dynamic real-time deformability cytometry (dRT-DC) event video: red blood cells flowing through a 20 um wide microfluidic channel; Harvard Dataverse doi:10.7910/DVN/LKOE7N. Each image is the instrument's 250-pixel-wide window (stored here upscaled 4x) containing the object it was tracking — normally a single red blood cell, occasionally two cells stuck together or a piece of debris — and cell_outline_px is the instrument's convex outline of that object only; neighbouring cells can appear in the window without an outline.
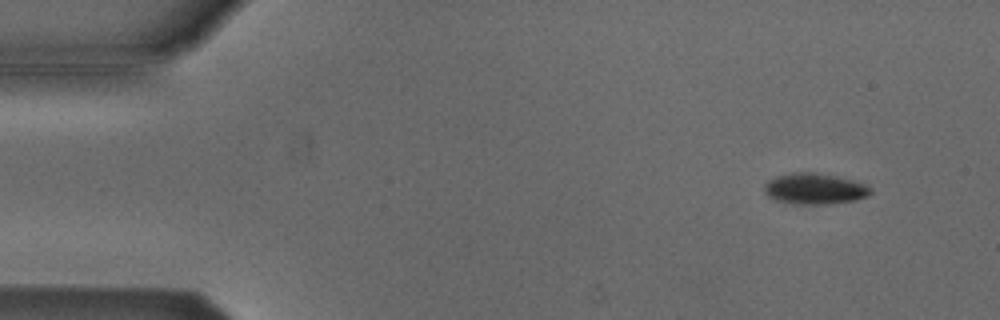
{"species": "Egyptian fruit bat (a non-hibernating species)", "species_latin": "Rousettus aegyptiacus", "temperature_condition": "cold", "stored_images_in_passage": 54, "camera_frame_rate_fps": 3000, "um_per_image_px": 0.085, "animal": {"sex": "male"}, "frame": {"image": 1, "passage_image": 5, "time_ms": 1.333, "image_size_px": [1000, 320], "cell_outline_px": [[872, 192], [868, 196], [856, 200], [828, 204], [796, 204], [776, 200], [768, 196], [764, 192], [764, 184], [768, 180], [776, 176], [792, 172], [816, 172], [836, 176], [852, 180], [864, 184], [872, 188]], "centroid_in_image_um": [69.24, 16.04], "position_along_channel_um": 15.8, "area_um2": 19.31}}
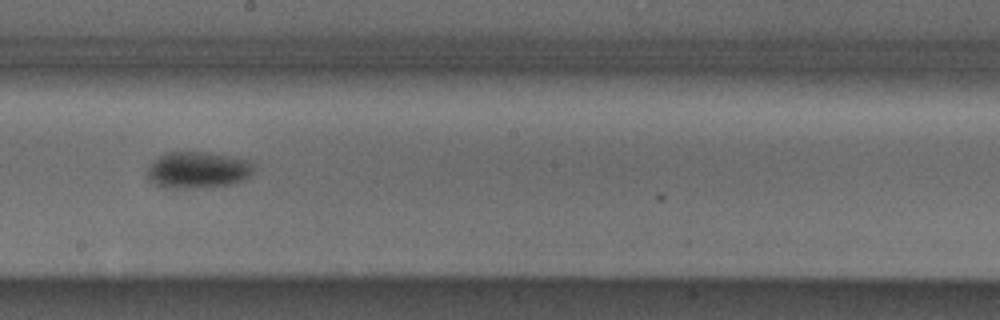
{"frame": {"image": 2, "passage_image": 30, "time_ms": 9.667, "image_size_px": [1000, 320], "cell_outline_px": [[252, 172], [244, 180], [232, 184], [200, 188], [172, 188], [156, 184], [148, 180], [148, 168], [160, 156], [168, 152], [212, 152], [248, 160], [252, 164]], "centroid_in_image_um": [16.83, 14.45], "position_along_channel_um": 231.4, "area_um2": 22.48}}
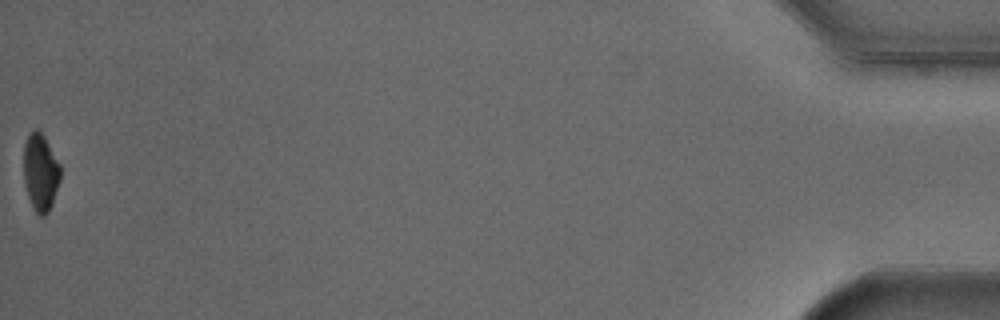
{"frame": {"image": 3, "passage_image": 54, "time_ms": 17.667, "image_size_px": [1000, 320], "cell_outline_px": [[60, 180], [52, 204], [48, 212], [44, 216], [40, 216], [36, 212], [28, 196], [24, 184], [24, 144], [28, 132], [36, 128], [44, 136], [60, 164]], "centroid_in_image_um": [3.44, 14.62], "position_along_channel_um": 431.8, "area_um2": 16.53}, "authors_computed_cell_mechanics": {"area_um2": 20.0277, "velocity_mm_per_s": 3.8239, "shape_relaxation_time_tau1_ms": 1.2949, "shape_relaxation_time_tau2_ms": null, "deformation_change_tau1": 0.0902, "deformation_change_tau2": null}}